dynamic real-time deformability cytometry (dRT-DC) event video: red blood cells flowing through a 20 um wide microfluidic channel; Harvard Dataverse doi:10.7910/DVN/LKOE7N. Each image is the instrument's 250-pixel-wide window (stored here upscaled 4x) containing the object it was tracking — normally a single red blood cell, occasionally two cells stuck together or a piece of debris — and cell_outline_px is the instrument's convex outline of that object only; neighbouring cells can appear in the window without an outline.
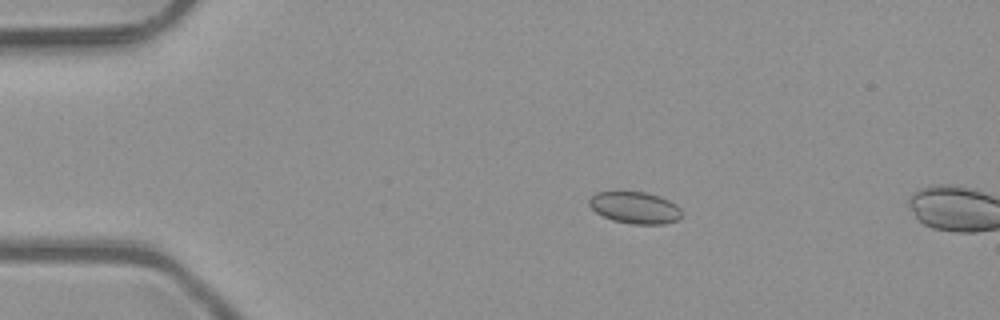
{"species": "common noctule bat (a hibernating species)", "species_latin": "Nyctalus noctula", "temperature_condition": "room temperature", "stored_images_in_passage": 4, "camera_frame_rate_fps": 3000, "um_per_image_px": 0.085, "animal": {"sex": "male", "body_mass_g": 23.1, "forearm_length_mm": 52.7}, "frame": {"image": 1, "passage_image": 3, "time_ms": 0.667, "image_size_px": [1000, 320], "cell_outline_px": [[684, 212], [676, 220], [664, 224], [632, 224], [612, 220], [596, 212], [588, 204], [588, 200], [596, 192], [644, 192], [668, 200], [676, 204]], "centroid_in_image_um": [53.97, 17.66], "position_along_channel_um": 31.0, "area_um2": 16.99}}